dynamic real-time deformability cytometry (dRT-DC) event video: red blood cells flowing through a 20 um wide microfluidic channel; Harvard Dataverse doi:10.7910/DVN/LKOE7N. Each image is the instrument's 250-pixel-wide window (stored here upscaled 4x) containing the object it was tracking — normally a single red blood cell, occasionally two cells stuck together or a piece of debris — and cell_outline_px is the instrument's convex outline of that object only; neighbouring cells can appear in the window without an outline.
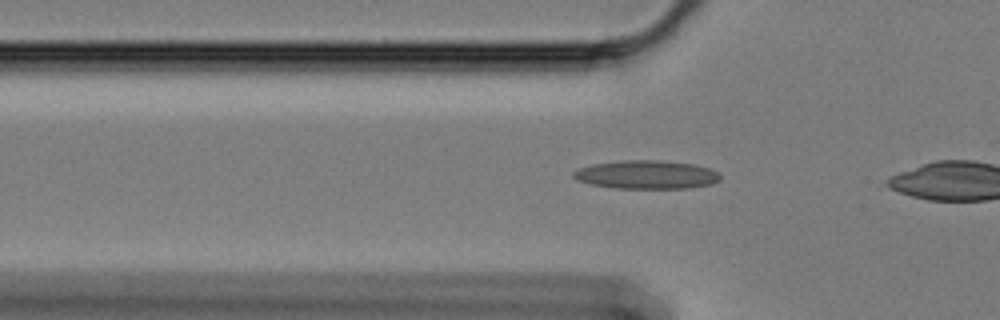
{"species": "Egyptian fruit bat (a non-hibernating species)", "species_latin": "Rousettus aegyptiacus", "temperature_condition": "cold", "stored_images_in_passage": 30, "camera_frame_rate_fps": 3000, "um_per_image_px": 0.085, "animal": {"sex": "female"}, "frame": {"image": 1, "passage_image": 2, "time_ms": 0.333, "image_size_px": [1000, 320], "cell_outline_px": [[720, 180], [712, 184], [692, 188], [616, 188], [592, 184], [576, 180], [572, 176], [572, 172], [580, 168], [592, 164], [620, 160], [660, 160], [696, 164], [712, 168], [720, 172]], "centroid_in_image_um": [55.01, 14.84], "position_along_channel_um": 70.8, "area_um2": 24.68}}
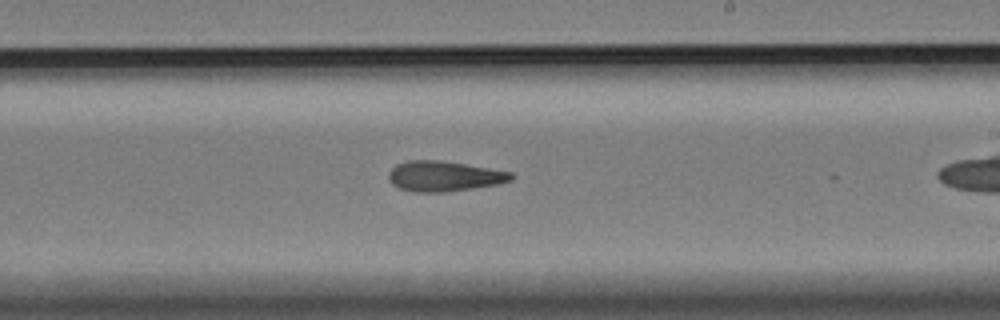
{"frame": {"image": 2, "passage_image": 18, "time_ms": 5.667, "image_size_px": [1000, 320], "cell_outline_px": [[512, 180], [496, 184], [448, 192], [412, 192], [400, 188], [392, 184], [388, 180], [388, 172], [396, 164], [408, 160], [440, 160], [512, 172]], "centroid_in_image_um": [37.69, 14.98], "position_along_channel_um": 251.3, "area_um2": 21.56}}
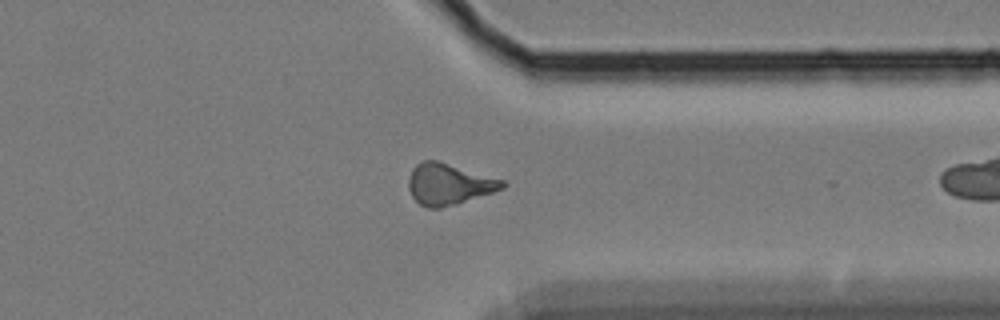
{"frame": {"image": 3, "passage_image": 29, "time_ms": 9.333, "image_size_px": [1000, 320], "cell_outline_px": [[508, 184], [504, 188], [456, 204], [440, 208], [428, 208], [420, 204], [412, 196], [408, 188], [408, 180], [412, 168], [416, 164], [424, 160], [436, 160], [504, 180]], "centroid_in_image_um": [38.13, 15.65], "position_along_channel_um": 373.3, "area_um2": 22.37}}